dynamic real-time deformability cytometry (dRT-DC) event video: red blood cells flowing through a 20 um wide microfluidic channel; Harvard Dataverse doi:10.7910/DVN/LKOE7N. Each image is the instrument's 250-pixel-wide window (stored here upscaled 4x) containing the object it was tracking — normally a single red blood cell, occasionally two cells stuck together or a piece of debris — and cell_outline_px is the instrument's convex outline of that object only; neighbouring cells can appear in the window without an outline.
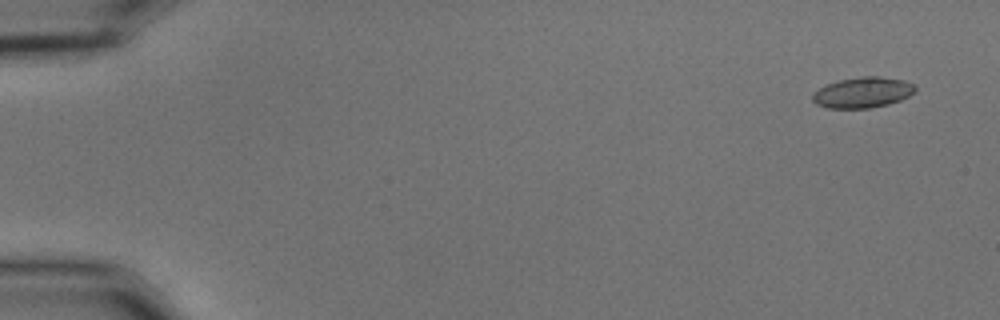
{"species": "common noctule bat (a hibernating species)", "species_latin": "Nyctalus noctula", "temperature_condition": "cold", "stored_images_in_passage": 15, "camera_frame_rate_fps": 3000, "um_per_image_px": 0.085, "animal": {"sex": "male", "body_mass_g": 15.6}, "frame": {"image": 1, "passage_image": 2, "time_ms": 0.333, "image_size_px": [1000, 320], "cell_outline_px": [[916, 92], [900, 100], [888, 104], [872, 108], [828, 108], [816, 104], [812, 100], [812, 92], [828, 84], [840, 80], [864, 76], [880, 76], [904, 80], [916, 84]], "centroid_in_image_um": [73.36, 7.86], "position_along_channel_um": 11.6, "area_um2": 18.44}}
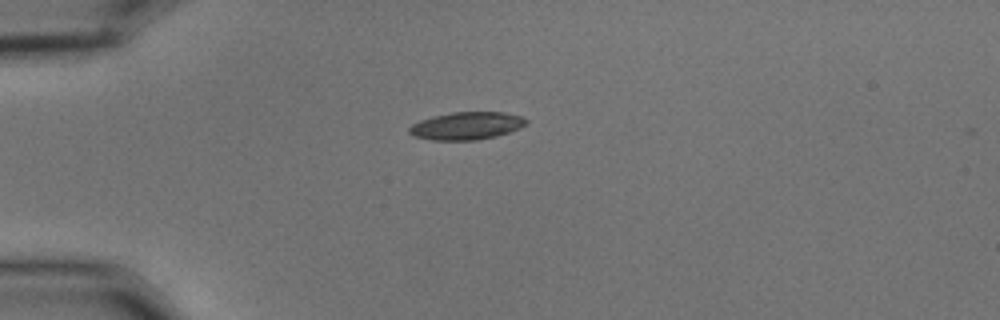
{"frame": {"image": 2, "passage_image": 14, "time_ms": 4.333, "image_size_px": [1000, 320], "cell_outline_px": [[528, 124], [512, 132], [496, 136], [476, 140], [432, 140], [412, 136], [408, 132], [408, 128], [412, 124], [420, 120], [432, 116], [452, 112], [504, 112], [520, 116], [528, 120]], "centroid_in_image_um": [39.66, 10.69], "position_along_channel_um": 45.3, "area_um2": 19.07}}